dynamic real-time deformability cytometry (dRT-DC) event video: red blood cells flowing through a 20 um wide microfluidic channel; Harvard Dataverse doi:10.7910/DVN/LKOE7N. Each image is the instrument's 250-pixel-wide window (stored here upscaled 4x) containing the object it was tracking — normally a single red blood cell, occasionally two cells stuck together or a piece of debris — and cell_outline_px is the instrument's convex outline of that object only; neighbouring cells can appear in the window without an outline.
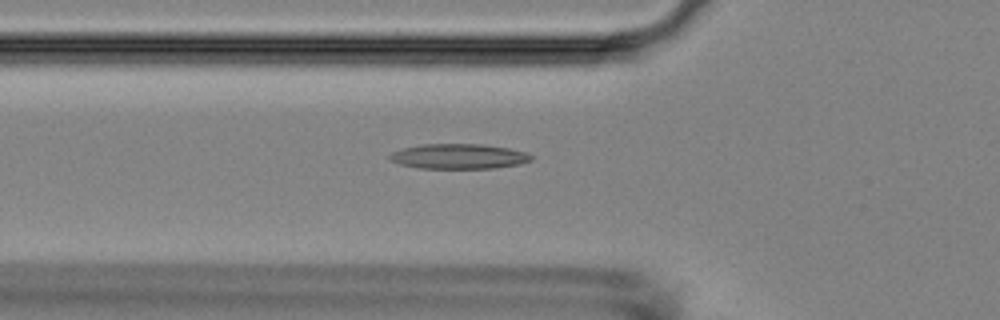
{"species": "Egyptian fruit bat (a non-hibernating species)", "species_latin": "Rousettus aegyptiacus", "temperature_condition": "room temperature", "stored_images_in_passage": 38, "camera_frame_rate_fps": 3000, "um_per_image_px": 0.085, "animal": {"sex": "female"}, "frame": {"image": 1, "passage_image": 5, "time_ms": 1.333, "image_size_px": [1000, 320], "cell_outline_px": [[532, 160], [520, 164], [496, 168], [420, 168], [400, 164], [388, 160], [388, 156], [392, 152], [400, 148], [420, 144], [484, 144], [508, 148], [524, 152], [532, 156]], "centroid_in_image_um": [38.95, 13.28], "position_along_channel_um": 86.9, "area_um2": 20.75}}
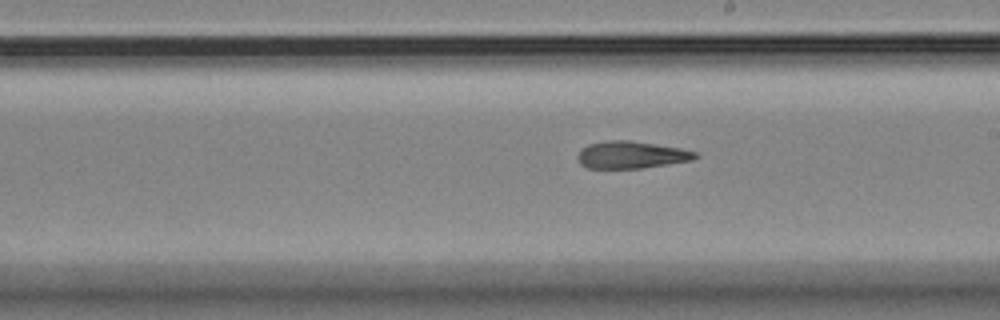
{"frame": {"image": 2, "passage_image": 17, "time_ms": 5.333, "image_size_px": [1000, 320], "cell_outline_px": [[696, 156], [692, 160], [640, 168], [588, 168], [580, 164], [576, 156], [580, 148], [588, 144], [608, 140], [628, 140], [680, 148], [696, 152]], "centroid_in_image_um": [53.57, 13.16], "position_along_channel_um": 235.4, "area_um2": 18.5}}
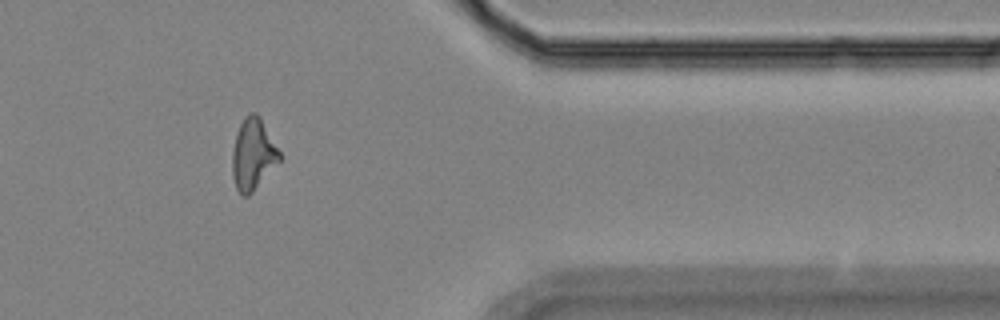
{"frame": {"image": 3, "passage_image": 31, "time_ms": 10.0, "image_size_px": [1000, 320], "cell_outline_px": [[280, 160], [252, 192], [248, 196], [240, 196], [236, 188], [232, 176], [232, 152], [236, 132], [244, 116], [248, 112], [256, 112], [260, 116], [280, 152]], "centroid_in_image_um": [21.48, 13.09], "position_along_channel_um": 389.9, "area_um2": 19.65}, "authors_computed_cell_mechanics": {"area_um2": 19.3919, "velocity_mm_per_s": 3.6899, "shape_relaxation_time_tau1_ms": 6.9758, "shape_relaxation_time_tau2_ms": 4.2354, "deformation_change_tau1": 0.185, "deformation_change_tau2": 0.1552}}